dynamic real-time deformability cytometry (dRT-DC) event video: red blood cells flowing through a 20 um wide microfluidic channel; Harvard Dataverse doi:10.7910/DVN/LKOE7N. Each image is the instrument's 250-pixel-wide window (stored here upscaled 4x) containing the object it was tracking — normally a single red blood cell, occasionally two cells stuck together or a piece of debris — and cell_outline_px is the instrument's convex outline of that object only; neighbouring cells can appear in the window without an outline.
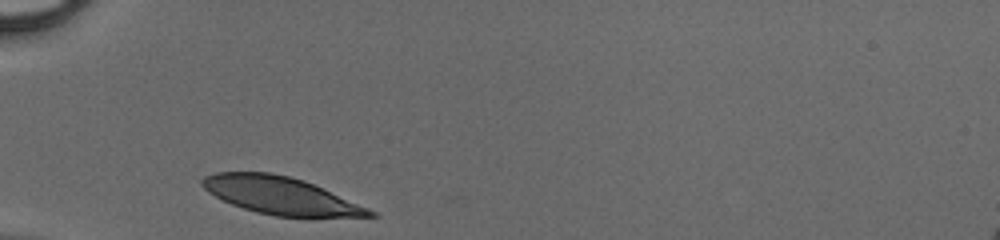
{"species": "human", "species_latin": "Homo sapiens", "temperature_condition": "cold", "stored_images_in_passage": 26, "camera_frame_rate_fps": 3000, "um_per_image_px": 0.085, "donor": {"sex": "male"}, "frame": {"image": 1, "passage_image": 1, "time_ms": 0.0, "image_size_px": [1000, 240], "cell_outline_px": [[380, 216], [308, 220], [276, 216], [256, 212], [232, 204], [208, 192], [200, 184], [200, 180], [204, 176], [216, 172], [272, 172], [304, 180], [368, 208], [376, 212]], "centroid_in_image_um": [23.94, 16.68], "position_along_channel_um": 61.1, "area_um2": 37.45}}
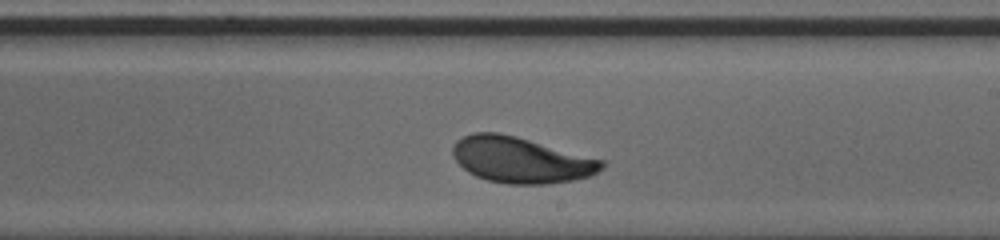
{"frame": {"image": 2, "passage_image": 15, "time_ms": 4.667, "image_size_px": [1000, 240], "cell_outline_px": [[604, 168], [588, 176], [572, 180], [548, 184], [508, 184], [488, 180], [476, 176], [468, 172], [452, 156], [452, 148], [456, 140], [472, 132], [496, 132], [516, 136], [604, 160]], "centroid_in_image_um": [44.25, 13.59], "position_along_channel_um": 244.7, "area_um2": 39.71}}
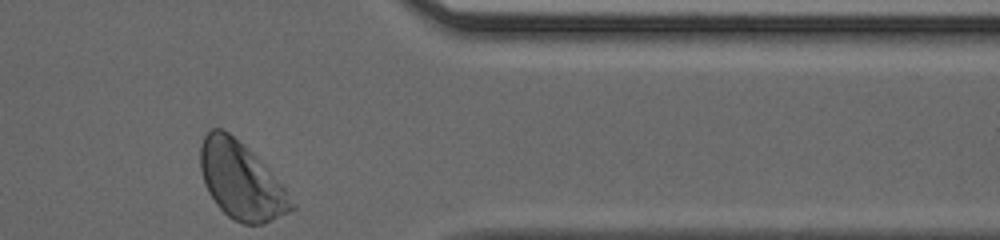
{"frame": {"image": 3, "passage_image": 26, "time_ms": 8.333, "image_size_px": [1000, 240], "cell_outline_px": [[296, 208], [264, 224], [244, 224], [228, 216], [216, 204], [208, 192], [204, 184], [200, 168], [200, 144], [208, 128], [224, 128], [256, 156], [264, 164], [284, 188], [296, 204]], "centroid_in_image_um": [20.46, 15.34], "position_along_channel_um": 390.9, "area_um2": 40.75}}